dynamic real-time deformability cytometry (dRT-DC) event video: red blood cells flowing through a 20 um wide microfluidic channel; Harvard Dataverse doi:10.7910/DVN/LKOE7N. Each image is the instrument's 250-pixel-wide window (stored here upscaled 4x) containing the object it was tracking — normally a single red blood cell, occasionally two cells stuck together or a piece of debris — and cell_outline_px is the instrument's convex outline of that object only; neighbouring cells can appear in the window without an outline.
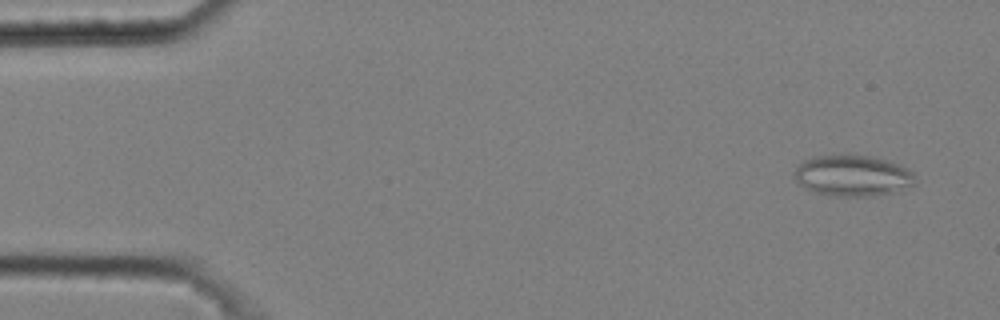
{"species": "common noctule bat (a hibernating species)", "species_latin": "Nyctalus noctula", "temperature_condition": "cold", "stored_images_in_passage": 6, "camera_frame_rate_fps": 3000, "um_per_image_px": 0.085, "animal": {"sex": "male", "body_mass_g": 20.4}, "frame": {"image": 1, "passage_image": 1, "time_ms": 0.0, "image_size_px": [1000, 320], "cell_outline_px": [[916, 184], [900, 192], [864, 196], [832, 196], [816, 192], [800, 184], [796, 180], [792, 172], [796, 164], [812, 156], [848, 152], [872, 156], [888, 160], [900, 164], [908, 168], [912, 172]], "centroid_in_image_um": [72.47, 14.88], "position_along_channel_um": 12.5, "area_um2": 29.94}}